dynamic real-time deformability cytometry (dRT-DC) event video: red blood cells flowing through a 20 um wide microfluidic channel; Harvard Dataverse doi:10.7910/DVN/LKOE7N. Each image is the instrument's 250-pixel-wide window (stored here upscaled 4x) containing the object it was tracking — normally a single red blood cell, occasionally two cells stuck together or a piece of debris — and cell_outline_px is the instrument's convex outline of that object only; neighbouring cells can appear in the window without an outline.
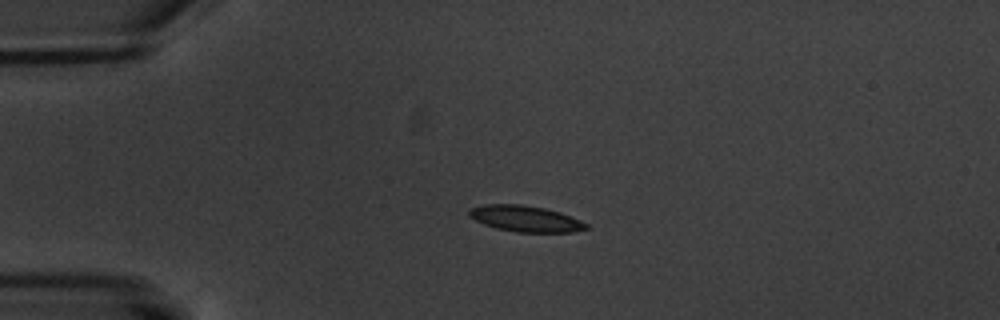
{"species": "common noctule bat (a hibernating species)", "species_latin": "Nyctalus noctula", "temperature_condition": "warm", "stored_images_in_passage": 5, "camera_frame_rate_fps": 3000, "um_per_image_px": 0.085, "animal": {"sex": "male", "body_mass_g": 20.1, "forearm_length_mm": 53.5}, "frame": {"image": 1, "passage_image": 4, "time_ms": 3.333, "image_size_px": [1000, 320], "cell_outline_px": [[588, 228], [572, 232], [516, 232], [496, 228], [484, 224], [468, 216], [468, 212], [472, 208], [484, 204], [520, 204], [544, 208], [560, 212], [580, 220], [588, 224]], "centroid_in_image_um": [44.66, 18.59], "position_along_channel_um": 40.3, "area_um2": 17.69}}